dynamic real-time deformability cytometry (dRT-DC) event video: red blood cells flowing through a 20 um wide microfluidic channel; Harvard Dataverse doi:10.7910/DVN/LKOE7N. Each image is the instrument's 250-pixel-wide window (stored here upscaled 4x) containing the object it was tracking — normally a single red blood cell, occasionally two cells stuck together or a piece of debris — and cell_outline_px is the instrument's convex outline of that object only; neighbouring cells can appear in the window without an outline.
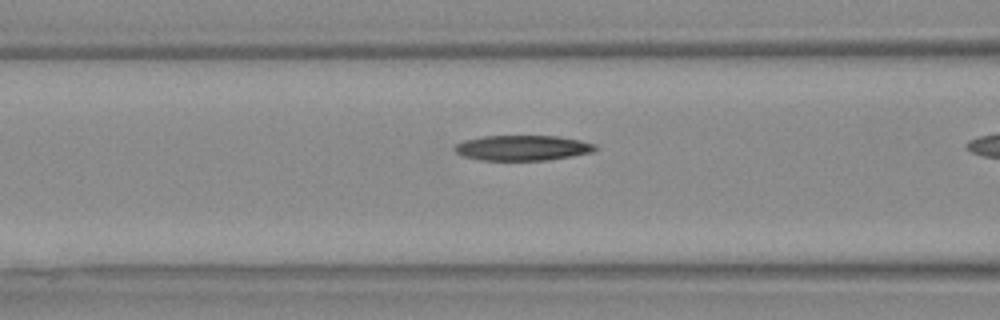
{"species": "Egyptian fruit bat (a non-hibernating species)", "species_latin": "Rousettus aegyptiacus", "temperature_condition": "warm", "stored_images_in_passage": 37, "camera_frame_rate_fps": 3000, "um_per_image_px": 0.085, "animal": {"sex": "female"}, "frame": {"image": 1, "passage_image": 16, "time_ms": 5.0, "image_size_px": [1000, 320], "cell_outline_px": [[596, 148], [592, 152], [572, 156], [548, 160], [480, 160], [464, 156], [456, 152], [452, 148], [456, 144], [464, 140], [484, 136], [556, 136], [580, 140], [596, 144]], "centroid_in_image_um": [44.4, 12.57], "position_along_channel_um": 122.2, "area_um2": 20.63}}
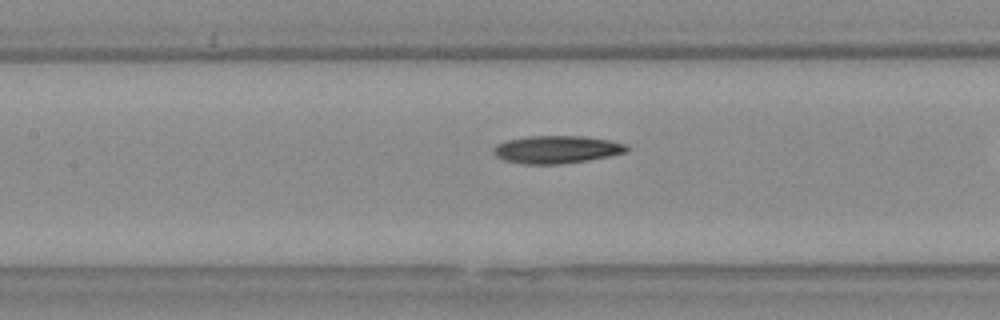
{"frame": {"image": 2, "passage_image": 19, "time_ms": 6.0, "image_size_px": [1000, 320], "cell_outline_px": [[628, 152], [588, 160], [560, 164], [524, 164], [504, 160], [496, 156], [492, 152], [492, 148], [496, 144], [508, 140], [528, 136], [584, 136], [608, 140], [628, 144]], "centroid_in_image_um": [47.31, 12.7], "position_along_channel_um": 160.1, "area_um2": 21.56}}